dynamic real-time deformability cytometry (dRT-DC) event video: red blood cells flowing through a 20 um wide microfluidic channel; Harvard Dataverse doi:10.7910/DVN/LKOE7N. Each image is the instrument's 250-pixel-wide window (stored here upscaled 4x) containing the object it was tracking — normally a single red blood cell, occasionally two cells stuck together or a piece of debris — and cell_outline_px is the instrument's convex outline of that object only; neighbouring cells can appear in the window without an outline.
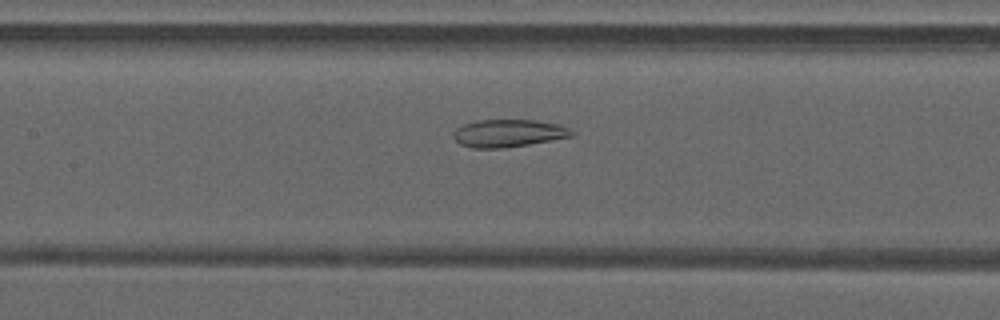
{"species": "common noctule bat (a hibernating species)", "species_latin": "Nyctalus noctula", "temperature_condition": "warm", "stored_images_in_passage": 46, "camera_frame_rate_fps": 3000, "um_per_image_px": 0.085, "animal": {"sex": "male", "forearm_length_mm": 52.5}, "frame": {"image": 1, "passage_image": 20, "time_ms": 6.333, "image_size_px": [1000, 320], "cell_outline_px": [[576, 132], [572, 136], [552, 140], [504, 148], [472, 148], [460, 144], [452, 136], [452, 132], [456, 128], [464, 124], [476, 120], [536, 120], [560, 124]], "centroid_in_image_um": [43.2, 11.32], "position_along_channel_um": 164.2, "area_um2": 19.13}}
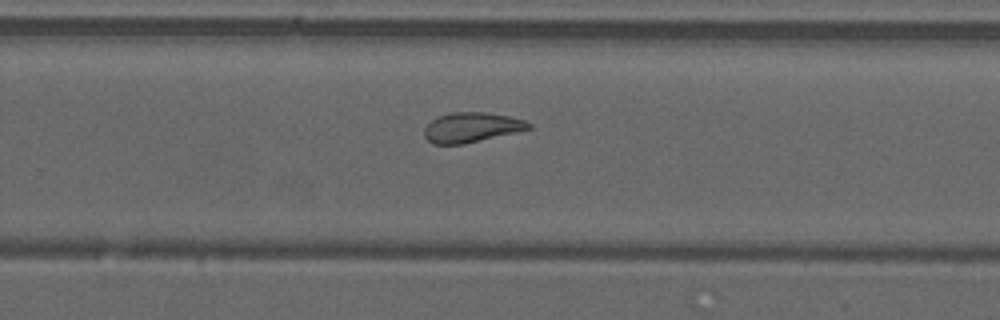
{"frame": {"image": 2, "passage_image": 29, "time_ms": 9.333, "image_size_px": [1000, 320], "cell_outline_px": [[532, 128], [464, 144], [432, 144], [424, 136], [424, 128], [436, 116], [452, 112], [484, 112], [508, 116], [524, 120], [532, 124]], "centroid_in_image_um": [40.05, 10.82], "position_along_channel_um": 289.8, "area_um2": 18.09}}
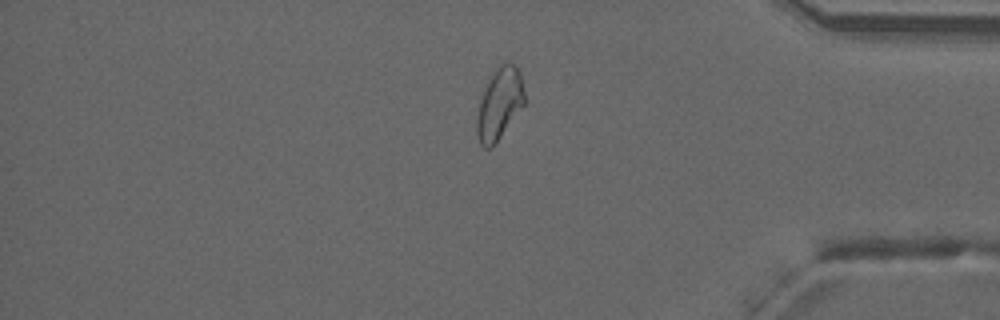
{"frame": {"image": 3, "passage_image": 38, "time_ms": 12.333, "image_size_px": [1000, 320], "cell_outline_px": [[524, 104], [492, 148], [484, 148], [480, 144], [476, 132], [476, 120], [480, 100], [488, 80], [492, 72], [504, 60], [508, 60], [516, 64], [520, 76], [524, 92]], "centroid_in_image_um": [42.43, 8.79], "position_along_channel_um": 392.8, "area_um2": 19.83}, "authors_computed_cell_mechanics": {"area_um2": 21.2415, "velocity_mm_per_s": 4.2131, "shape_relaxation_time_tau1_ms": null, "shape_relaxation_time_tau2_ms": 1.7323, "deformation_change_tau1": null, "deformation_change_tau2": 0.0954}}